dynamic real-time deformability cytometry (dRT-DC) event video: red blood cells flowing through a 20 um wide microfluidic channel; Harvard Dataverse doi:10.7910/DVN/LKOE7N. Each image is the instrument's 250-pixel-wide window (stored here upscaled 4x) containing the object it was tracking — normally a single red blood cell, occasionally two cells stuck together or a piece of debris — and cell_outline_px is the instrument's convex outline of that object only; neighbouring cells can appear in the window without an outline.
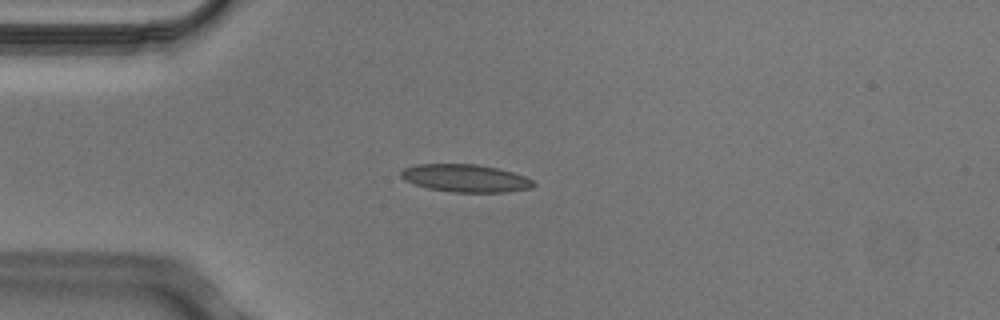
{"species": "Egyptian fruit bat (a non-hibernating species)", "species_latin": "Rousettus aegyptiacus", "temperature_condition": "cold", "stored_images_in_passage": 1, "camera_frame_rate_fps": 3000, "um_per_image_px": 0.085, "animal": {"sex": "male"}, "frame": {"image": 1, "passage_image": 1, "time_ms": 0.0, "image_size_px": [1000, 320], "cell_outline_px": [[536, 184], [532, 188], [504, 192], [452, 192], [428, 188], [404, 180], [400, 176], [400, 172], [404, 168], [416, 164], [476, 164], [500, 168], [524, 176], [532, 180]], "centroid_in_image_um": [39.56, 15.14], "position_along_channel_um": 45.4, "area_um2": 21.39}}